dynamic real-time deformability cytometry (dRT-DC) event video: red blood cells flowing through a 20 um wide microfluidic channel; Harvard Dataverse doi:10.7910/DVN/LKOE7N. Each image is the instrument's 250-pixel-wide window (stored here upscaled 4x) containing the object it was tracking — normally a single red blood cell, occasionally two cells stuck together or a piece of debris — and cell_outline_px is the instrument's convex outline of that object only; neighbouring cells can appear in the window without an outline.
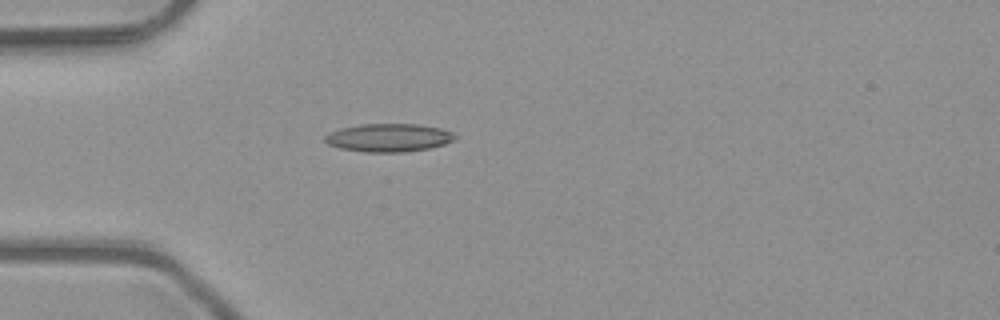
{"species": "common noctule bat (a hibernating species)", "species_latin": "Nyctalus noctula", "temperature_condition": "room temperature", "stored_images_in_passage": 5, "camera_frame_rate_fps": 3000, "um_per_image_px": 0.085, "animal": {"sex": "male", "body_mass_g": 23.1, "forearm_length_mm": 52.7}, "frame": {"image": 1, "passage_image": 5, "time_ms": 1.333, "image_size_px": [1000, 320], "cell_outline_px": [[456, 136], [452, 140], [444, 144], [428, 148], [404, 152], [368, 152], [340, 148], [328, 144], [324, 140], [324, 136], [328, 132], [340, 128], [360, 124], [416, 124], [440, 128], [452, 132]], "centroid_in_image_um": [32.99, 11.69], "position_along_channel_um": 52.0, "area_um2": 21.21}}